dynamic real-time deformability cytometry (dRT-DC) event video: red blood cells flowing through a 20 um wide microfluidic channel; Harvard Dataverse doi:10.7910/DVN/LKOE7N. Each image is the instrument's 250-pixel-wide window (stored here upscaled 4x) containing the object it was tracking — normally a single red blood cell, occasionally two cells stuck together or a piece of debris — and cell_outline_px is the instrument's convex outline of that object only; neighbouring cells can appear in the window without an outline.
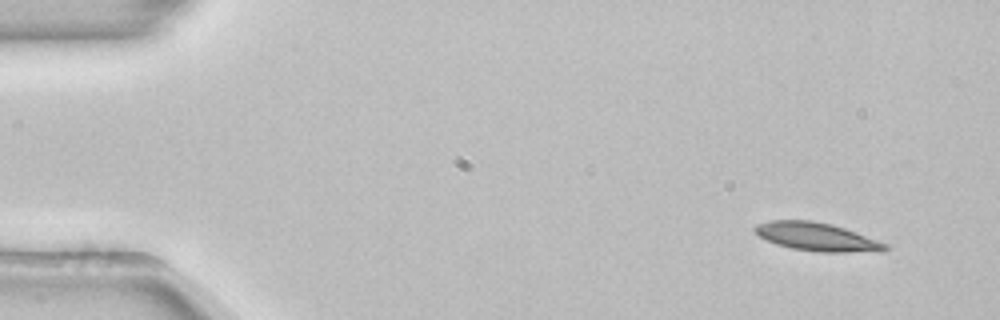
{"species": "common noctule bat (a hibernating species)", "species_latin": "Nyctalus noctula", "temperature_condition": "room temperature", "stored_images_in_passage": 50, "camera_frame_rate_fps": 3000, "um_per_image_px": 0.085, "animal": {"sex": "female", "body_mass_g": 22.7, "forearm_length_mm": 54.2}, "frame": {"image": 1, "passage_image": 1, "time_ms": 0.0, "image_size_px": [1000, 320], "cell_outline_px": [[888, 248], [884, 252], [820, 252], [792, 248], [776, 244], [760, 236], [752, 228], [756, 224], [768, 220], [812, 220], [832, 224], [844, 228], [888, 244]], "centroid_in_image_um": [69.44, 20.13], "position_along_channel_um": 15.6, "area_um2": 21.5}}
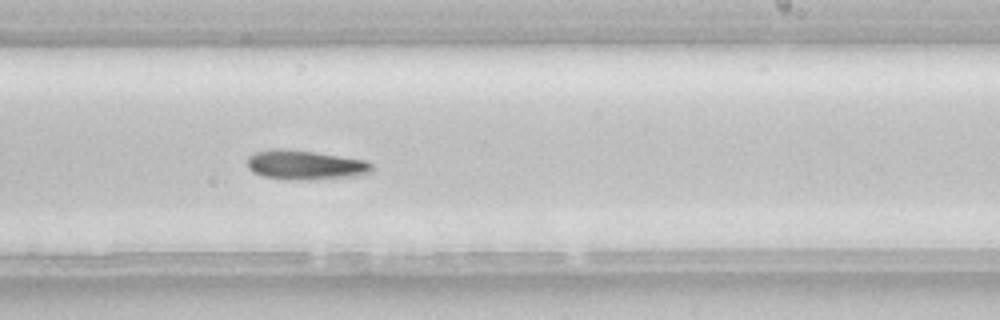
{"frame": {"image": 2, "passage_image": 29, "time_ms": 9.333, "image_size_px": [1000, 320], "cell_outline_px": [[372, 168], [364, 176], [296, 180], [288, 180], [264, 176], [252, 172], [248, 168], [248, 156], [256, 152], [272, 148], [280, 148], [316, 152], [364, 160], [372, 164]], "centroid_in_image_um": [25.93, 14.02], "position_along_channel_um": 263.1, "area_um2": 21.39}}
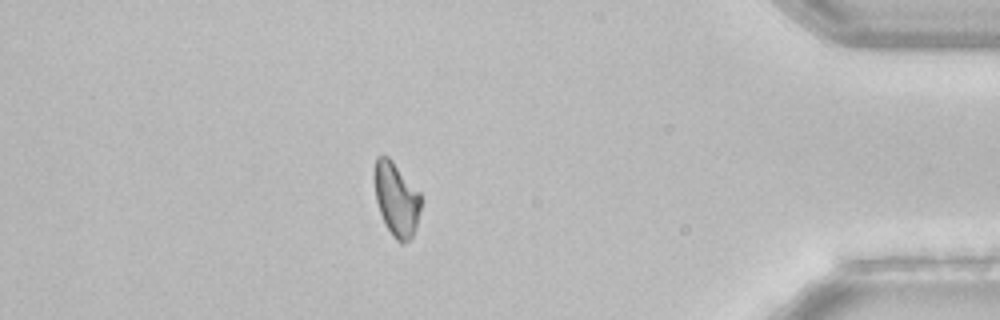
{"frame": {"image": 3, "passage_image": 43, "time_ms": 14.0, "image_size_px": [1000, 320], "cell_outline_px": [[420, 208], [416, 228], [412, 236], [404, 244], [400, 244], [392, 236], [380, 212], [376, 200], [372, 176], [372, 172], [376, 156], [388, 156], [392, 160], [420, 192]], "centroid_in_image_um": [33.66, 16.9], "position_along_channel_um": 401.5, "area_um2": 20.17}, "authors_computed_cell_mechanics": {"area_um2": 20.9525, "velocity_mm_per_s": 3.8667, "shape_relaxation_time_tau1_ms": 3.7874, "shape_relaxation_time_tau2_ms": null, "deformation_change_tau1": 0.1125, "deformation_change_tau2": null}}